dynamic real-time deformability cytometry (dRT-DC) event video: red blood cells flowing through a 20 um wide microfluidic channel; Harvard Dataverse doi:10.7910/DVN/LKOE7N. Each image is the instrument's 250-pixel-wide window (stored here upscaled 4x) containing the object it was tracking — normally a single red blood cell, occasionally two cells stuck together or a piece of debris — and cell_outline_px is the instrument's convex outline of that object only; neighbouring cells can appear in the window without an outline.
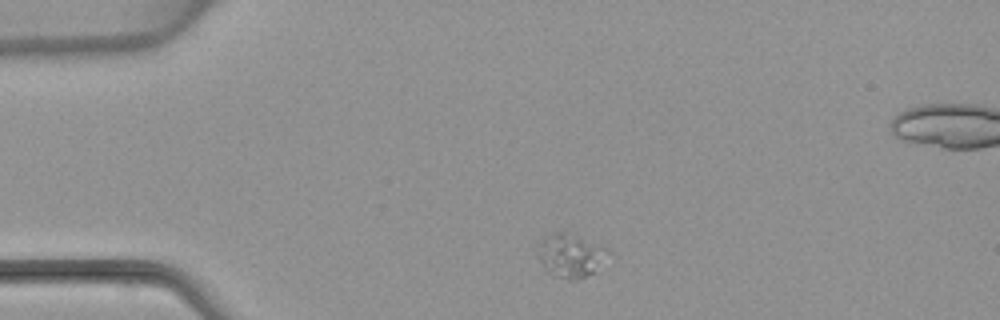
{"species": "common noctule bat (a hibernating species)", "species_latin": "Nyctalus noctula", "temperature_condition": "warm", "stored_images_in_passage": 2, "camera_frame_rate_fps": 3000, "um_per_image_px": 0.085, "animal": {"sex": "female", "body_mass_g": 22.7, "forearm_length_mm": 54.2}, "frame": {"image": 1, "passage_image": 1, "time_ms": 0.0, "image_size_px": [1000, 320], "cell_outline_px": [[612, 252], [592, 272], [576, 280], [568, 280], [552, 276], [544, 268], [540, 260], [540, 240], [544, 236], [552, 232], [564, 232], [600, 244], [608, 248]], "centroid_in_image_um": [48.51, 21.72], "position_along_channel_um": 36.5, "area_um2": 17.57}}